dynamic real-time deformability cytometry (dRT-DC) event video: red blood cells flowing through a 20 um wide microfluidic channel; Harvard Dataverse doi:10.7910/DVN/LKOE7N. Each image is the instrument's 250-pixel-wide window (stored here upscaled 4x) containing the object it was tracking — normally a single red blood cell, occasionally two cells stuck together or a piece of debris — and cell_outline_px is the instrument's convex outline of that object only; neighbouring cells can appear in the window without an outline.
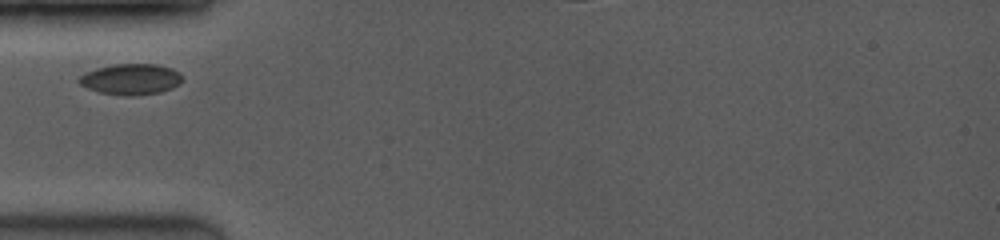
{"species": "common noctule bat (a hibernating species)", "species_latin": "Nyctalus noctula", "temperature_condition": "room temperature", "stored_images_in_passage": 5, "camera_frame_rate_fps": 3500, "um_per_image_px": 0.085, "animal": {"sex": "female", "body_mass_g": 19.0, "forearm_length_mm": 53.3}, "frame": {"image": 1, "passage_image": 1, "time_ms": 0.0, "image_size_px": [1000, 240], "cell_outline_px": [[184, 76], [180, 84], [172, 88], [160, 92], [132, 96], [124, 96], [100, 92], [88, 88], [80, 84], [76, 80], [84, 72], [96, 68], [112, 64], [156, 64], [172, 68], [180, 72]], "centroid_in_image_um": [11.14, 6.73], "position_along_channel_um": 73.9, "area_um2": 18.84}}
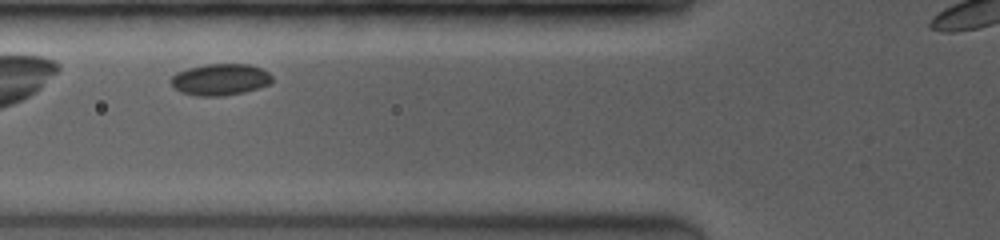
{"frame": {"image": 2, "passage_image": 2, "time_ms": 0.857, "image_size_px": [1000, 240], "cell_outline_px": [[272, 80], [268, 84], [244, 92], [220, 96], [196, 96], [180, 92], [168, 80], [176, 72], [188, 68], [204, 64], [248, 64], [260, 68], [268, 72], [272, 76]], "centroid_in_image_um": [18.67, 6.75], "position_along_channel_um": 107.1, "area_um2": 18.55}}
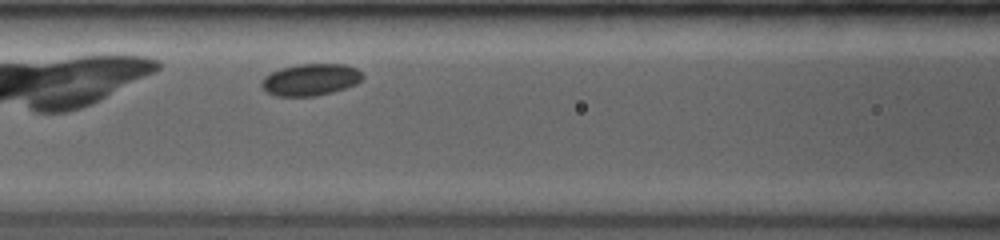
{"frame": {"image": 3, "passage_image": 5, "time_ms": 1.714, "image_size_px": [1000, 240], "cell_outline_px": [[364, 76], [356, 84], [332, 92], [316, 96], [276, 96], [268, 92], [260, 84], [264, 76], [280, 68], [300, 64], [344, 64], [356, 68]], "centroid_in_image_um": [26.39, 6.77], "position_along_channel_um": 140.2, "area_um2": 18.61}}